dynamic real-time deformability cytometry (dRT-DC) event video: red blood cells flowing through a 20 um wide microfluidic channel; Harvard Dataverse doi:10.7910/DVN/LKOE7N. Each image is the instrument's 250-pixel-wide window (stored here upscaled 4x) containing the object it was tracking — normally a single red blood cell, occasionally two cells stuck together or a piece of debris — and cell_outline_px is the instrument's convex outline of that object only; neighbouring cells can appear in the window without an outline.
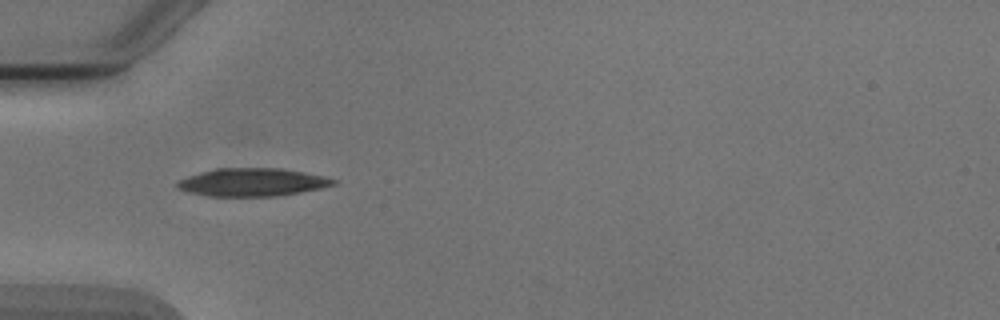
{"species": "Egyptian fruit bat (a non-hibernating species)", "species_latin": "Rousettus aegyptiacus", "temperature_condition": "cold", "stored_images_in_passage": 4, "camera_frame_rate_fps": 3000, "um_per_image_px": 0.085, "animal": {"sex": "male"}, "frame": {"image": 1, "passage_image": 3, "time_ms": 3.333, "image_size_px": [1000, 320], "cell_outline_px": [[336, 184], [320, 188], [300, 192], [276, 196], [208, 196], [188, 192], [180, 188], [176, 184], [176, 180], [200, 172], [216, 168], [284, 168], [324, 176], [336, 180]], "centroid_in_image_um": [21.43, 15.48], "position_along_channel_um": 63.6, "area_um2": 25.43}}
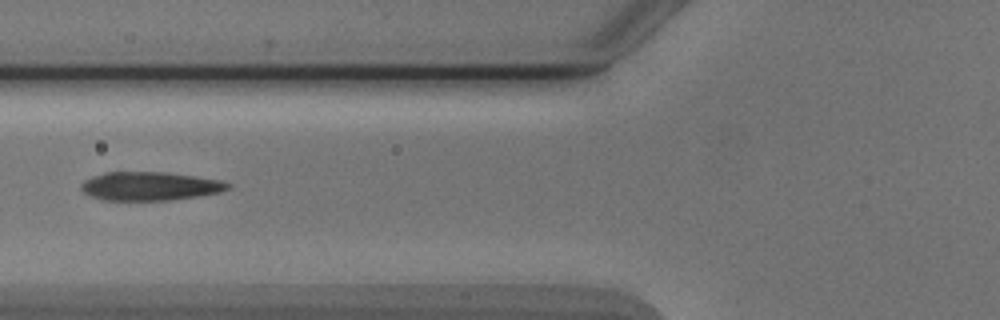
{"frame": {"image": 2, "passage_image": 4, "time_ms": 4.667, "image_size_px": [1000, 320], "cell_outline_px": [[232, 184], [228, 188], [220, 192], [196, 196], [168, 200], [104, 200], [92, 196], [84, 192], [80, 188], [80, 184], [84, 180], [92, 176], [104, 172], [164, 172], [220, 180]], "centroid_in_image_um": [12.7, 15.82], "position_along_channel_um": 113.1, "area_um2": 24.22}}